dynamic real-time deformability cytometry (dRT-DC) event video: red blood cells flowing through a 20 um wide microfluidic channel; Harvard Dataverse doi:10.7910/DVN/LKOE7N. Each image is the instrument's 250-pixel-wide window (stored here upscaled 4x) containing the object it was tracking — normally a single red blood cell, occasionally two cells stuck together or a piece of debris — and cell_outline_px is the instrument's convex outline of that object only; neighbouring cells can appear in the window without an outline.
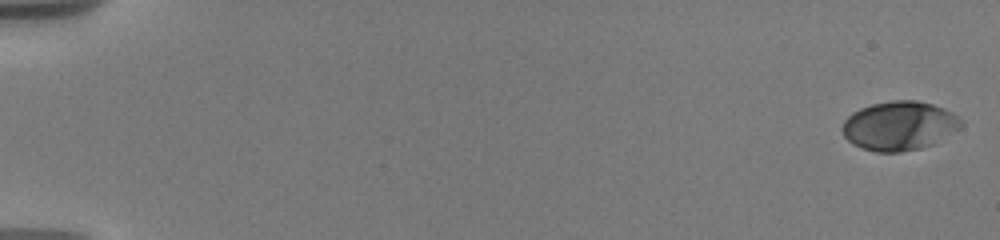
{"species": "human", "species_latin": "Homo sapiens", "temperature_condition": "warm", "stored_images_in_passage": 11, "camera_frame_rate_fps": 3000, "um_per_image_px": 0.085, "donor": {"sex": "male"}, "frame": {"image": 1, "passage_image": 1, "time_ms": 0.0, "image_size_px": [1000, 240], "cell_outline_px": [[964, 124], [960, 128], [932, 144], [920, 148], [900, 152], [876, 152], [852, 144], [844, 136], [840, 128], [844, 120], [852, 112], [860, 108], [872, 104], [892, 100], [916, 100], [932, 104], [944, 108], [952, 112], [964, 120]], "centroid_in_image_um": [76.43, 10.68], "position_along_channel_um": 8.6, "area_um2": 34.1}}